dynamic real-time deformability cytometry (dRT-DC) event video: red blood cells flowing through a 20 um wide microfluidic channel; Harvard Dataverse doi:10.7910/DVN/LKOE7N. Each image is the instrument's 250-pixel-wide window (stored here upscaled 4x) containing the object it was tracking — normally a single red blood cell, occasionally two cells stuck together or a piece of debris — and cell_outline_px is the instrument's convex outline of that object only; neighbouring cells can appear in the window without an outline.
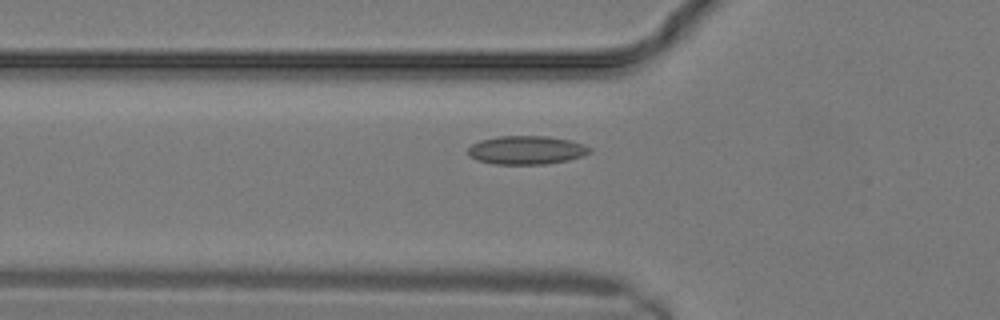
{"species": "common noctule bat (a hibernating species)", "species_latin": "Nyctalus noctula", "temperature_condition": "warm", "stored_images_in_passage": 17, "camera_frame_rate_fps": 3000, "um_per_image_px": 0.085, "animal": {"sex": "male", "body_mass_g": 19.2, "forearm_length_mm": 51.8}, "frame": {"image": 1, "passage_image": 10, "time_ms": 3.0, "image_size_px": [1000, 320], "cell_outline_px": [[592, 152], [568, 160], [544, 164], [496, 164], [476, 160], [468, 156], [468, 148], [472, 144], [480, 140], [500, 136], [548, 136], [568, 140], [584, 144], [592, 148]], "centroid_in_image_um": [44.73, 12.75], "position_along_channel_um": 81.1, "area_um2": 20.23}}
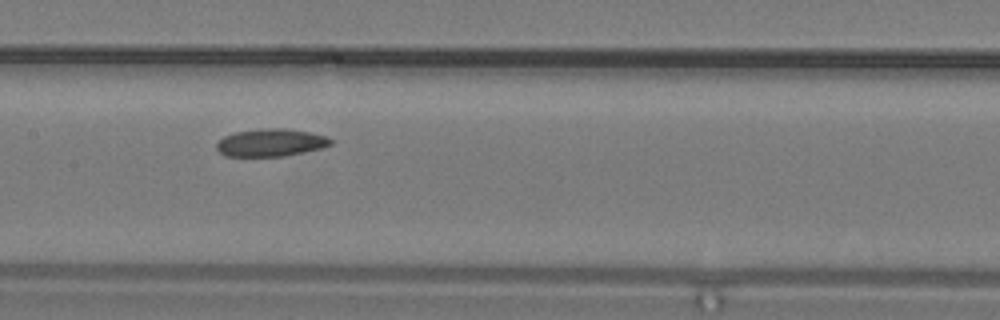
{"frame": {"image": 2, "passage_image": 14, "time_ms": 4.333, "image_size_px": [1000, 320], "cell_outline_px": [[332, 144], [320, 148], [284, 156], [224, 156], [216, 148], [216, 144], [224, 136], [236, 132], [260, 128], [288, 128], [312, 132], [328, 136], [332, 140]], "centroid_in_image_um": [23.03, 12.11], "position_along_channel_um": 184.4, "area_um2": 18.44}}
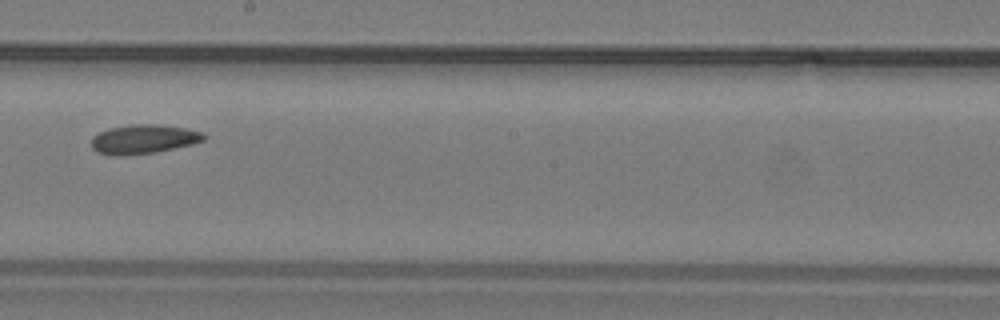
{"frame": {"image": 3, "passage_image": 16, "time_ms": 5.0, "image_size_px": [1000, 320], "cell_outline_px": [[208, 136], [204, 140], [192, 144], [156, 152], [124, 156], [116, 156], [96, 152], [92, 148], [92, 136], [108, 128], [132, 124], [160, 124], [184, 128], [204, 132]], "centroid_in_image_um": [12.21, 11.83], "position_along_channel_um": 236.0, "area_um2": 19.31}}